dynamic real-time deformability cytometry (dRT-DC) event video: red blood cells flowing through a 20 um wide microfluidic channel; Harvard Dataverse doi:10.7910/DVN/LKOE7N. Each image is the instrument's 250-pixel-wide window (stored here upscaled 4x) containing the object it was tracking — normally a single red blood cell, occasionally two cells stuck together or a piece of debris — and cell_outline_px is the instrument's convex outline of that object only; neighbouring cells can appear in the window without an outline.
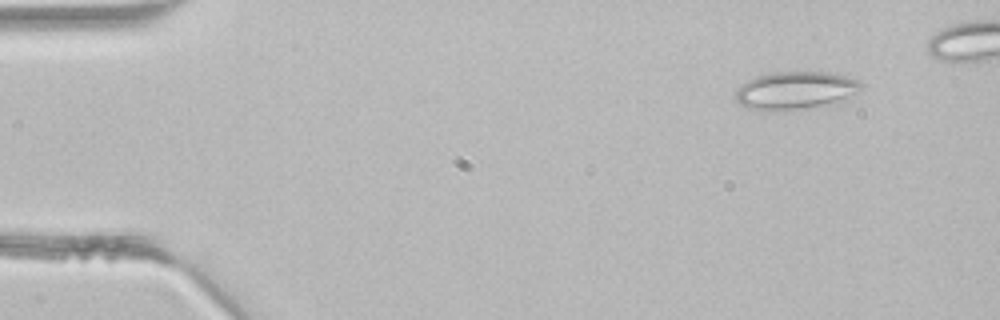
{"species": "common noctule bat (a hibernating species)", "species_latin": "Nyctalus noctula", "temperature_condition": "room temperature", "stored_images_in_passage": 4, "camera_frame_rate_fps": 3000, "um_per_image_px": 0.085, "animal": {"sex": "male", "body_mass_g": 21.5, "forearm_length_mm": 52.0}, "frame": {"image": 1, "passage_image": 1, "time_ms": 0.0, "image_size_px": [1000, 320], "cell_outline_px": [[864, 84], [856, 92], [840, 100], [804, 108], [748, 108], [740, 104], [736, 100], [736, 88], [740, 84], [756, 76], [772, 72], [828, 72], [860, 80]], "centroid_in_image_um": [67.59, 7.63], "position_along_channel_um": 17.4, "area_um2": 26.65}}